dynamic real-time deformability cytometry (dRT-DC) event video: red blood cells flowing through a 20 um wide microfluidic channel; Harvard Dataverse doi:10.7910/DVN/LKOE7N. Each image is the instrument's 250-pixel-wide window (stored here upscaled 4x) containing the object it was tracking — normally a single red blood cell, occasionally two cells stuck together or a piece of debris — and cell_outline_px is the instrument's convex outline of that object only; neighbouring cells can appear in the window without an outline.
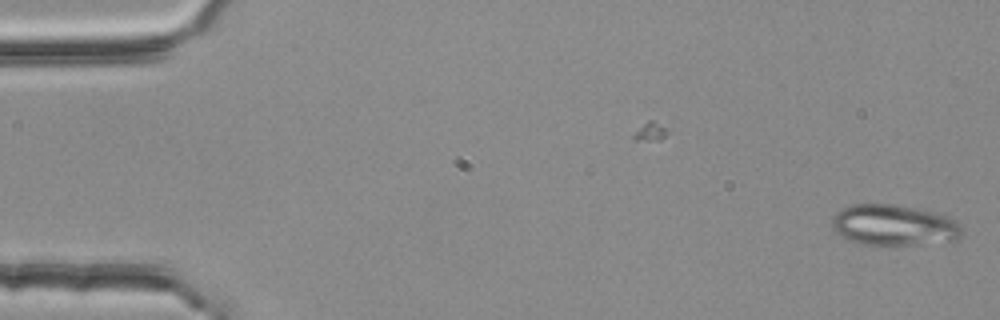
{"species": "common noctule bat (a hibernating species)", "species_latin": "Nyctalus noctula", "temperature_condition": "room temperature", "stored_images_in_passage": 50, "camera_frame_rate_fps": 3000, "um_per_image_px": 0.085, "animal": {"sex": "female", "body_mass_g": 25.1}, "frame": {"image": 1, "passage_image": 1, "time_ms": 0.0, "image_size_px": [1000, 320], "cell_outline_px": [[960, 236], [952, 240], [916, 244], [860, 244], [840, 236], [832, 228], [832, 216], [836, 212], [852, 204], [892, 204], [932, 212], [944, 216], [952, 220], [960, 228]], "centroid_in_image_um": [75.86, 19.13], "position_along_channel_um": 9.1, "area_um2": 30.11}}
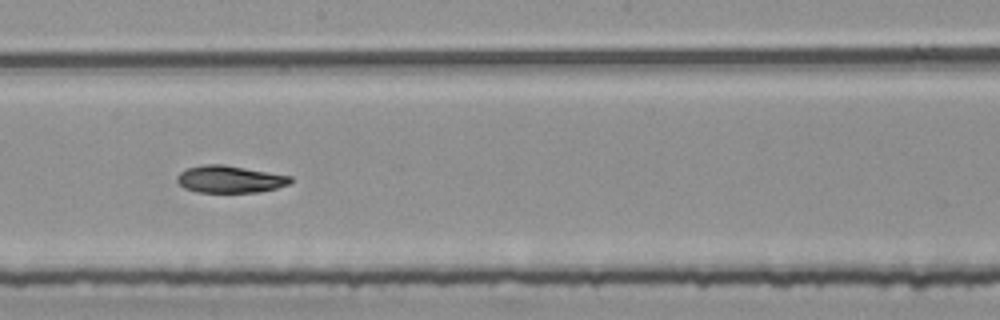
{"frame": {"image": 2, "passage_image": 30, "time_ms": 9.667, "image_size_px": [1000, 320], "cell_outline_px": [[292, 180], [288, 184], [276, 188], [260, 192], [196, 192], [184, 188], [176, 180], [176, 176], [180, 172], [188, 168], [204, 164], [224, 164], [292, 176]], "centroid_in_image_um": [19.52, 15.23], "position_along_channel_um": 228.7, "area_um2": 17.98}}
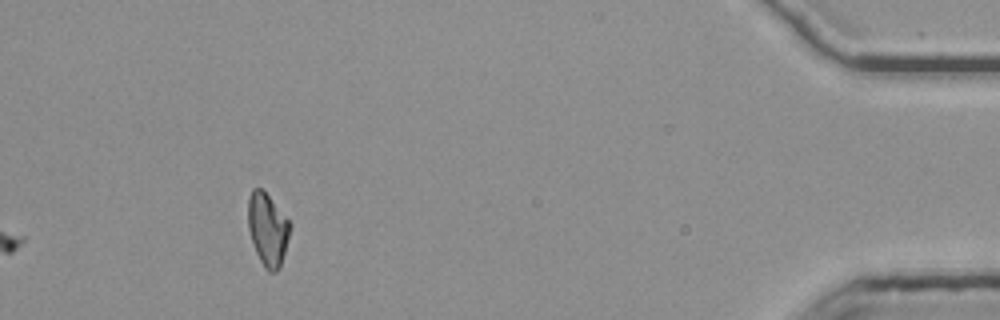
{"frame": {"image": 3, "passage_image": 50, "time_ms": 16.333, "image_size_px": [1000, 320], "cell_outline_px": [[292, 224], [280, 268], [276, 272], [268, 272], [264, 268], [256, 252], [248, 228], [248, 196], [252, 188], [260, 188], [268, 196]], "centroid_in_image_um": [22.74, 19.51], "position_along_channel_um": 412.5, "area_um2": 17.63}}